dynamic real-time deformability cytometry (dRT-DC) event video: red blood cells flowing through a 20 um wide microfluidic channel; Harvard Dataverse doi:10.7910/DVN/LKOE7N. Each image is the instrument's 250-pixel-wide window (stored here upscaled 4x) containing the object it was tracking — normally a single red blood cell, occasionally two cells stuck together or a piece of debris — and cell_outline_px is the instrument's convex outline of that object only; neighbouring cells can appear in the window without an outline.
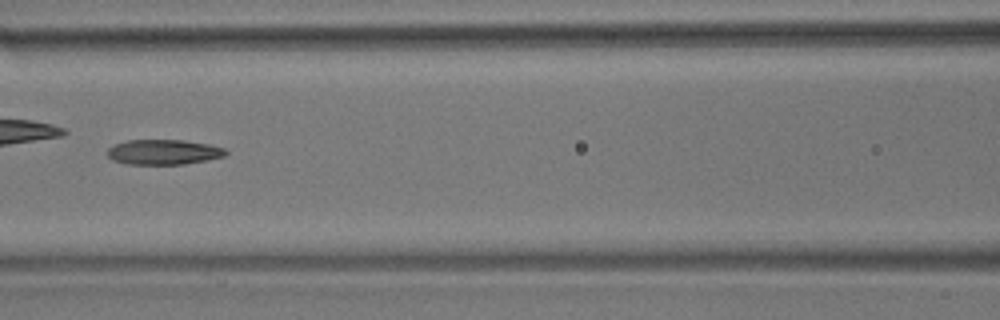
{"species": "common noctule bat (a hibernating species)", "species_latin": "Nyctalus noctula", "temperature_condition": "room temperature", "stored_images_in_passage": 8, "camera_frame_rate_fps": 3000, "um_per_image_px": 0.085, "animal": {"sex": "male", "body_mass_g": 17.9}, "frame": {"image": 1, "passage_image": 8, "time_ms": 8.333, "image_size_px": [1000, 320], "cell_outline_px": [[228, 152], [224, 156], [208, 160], [184, 164], [128, 164], [112, 160], [108, 156], [108, 148], [116, 144], [128, 140], [184, 140], [208, 144], [224, 148]], "centroid_in_image_um": [13.92, 12.92], "position_along_channel_um": 152.7, "area_um2": 17.22}}